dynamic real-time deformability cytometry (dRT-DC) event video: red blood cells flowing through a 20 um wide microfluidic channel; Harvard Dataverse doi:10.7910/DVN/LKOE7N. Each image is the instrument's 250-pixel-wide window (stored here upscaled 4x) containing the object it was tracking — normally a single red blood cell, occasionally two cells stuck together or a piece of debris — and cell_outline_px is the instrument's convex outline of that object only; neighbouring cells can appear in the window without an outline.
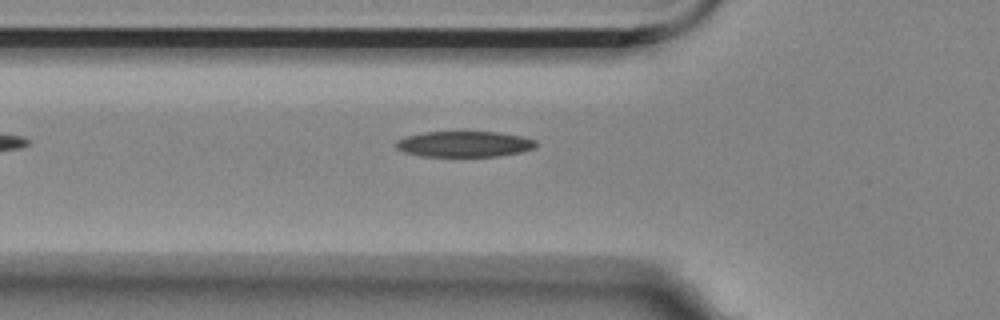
{"species": "Egyptian fruit bat (a non-hibernating species)", "species_latin": "Rousettus aegyptiacus", "temperature_condition": "room temperature", "stored_images_in_passage": 40, "camera_frame_rate_fps": 3000, "um_per_image_px": 0.085, "animal": {"sex": "female"}, "frame": {"image": 1, "passage_image": 2, "time_ms": 0.333, "image_size_px": [1000, 320], "cell_outline_px": [[536, 148], [520, 152], [496, 156], [420, 156], [404, 152], [396, 148], [396, 140], [408, 136], [424, 132], [500, 132], [520, 136], [536, 140]], "centroid_in_image_um": [39.47, 12.24], "position_along_channel_um": 86.3, "area_um2": 20.92}}
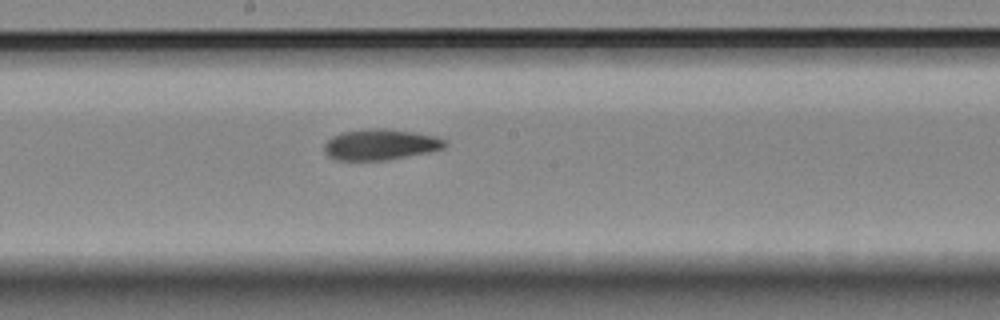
{"frame": {"image": 2, "passage_image": 13, "time_ms": 4.0, "image_size_px": [1000, 320], "cell_outline_px": [[448, 144], [444, 148], [428, 152], [384, 160], [336, 160], [328, 156], [324, 152], [324, 144], [332, 136], [340, 132], [368, 128], [384, 128], [416, 132], [436, 136], [444, 140]], "centroid_in_image_um": [32.31, 12.27], "position_along_channel_um": 215.9, "area_um2": 21.79}}
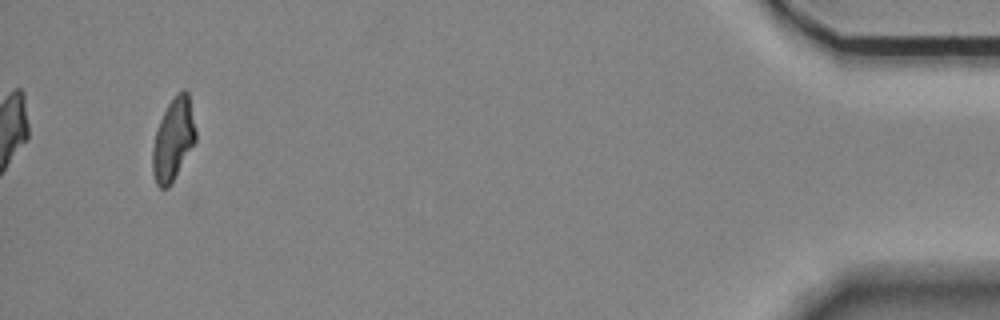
{"frame": {"image": 3, "passage_image": 37, "time_ms": 12.0, "image_size_px": [1000, 320], "cell_outline_px": [[196, 140], [168, 188], [160, 188], [156, 184], [152, 172], [152, 148], [156, 132], [160, 120], [168, 104], [176, 92], [184, 88], [188, 92], [196, 128]], "centroid_in_image_um": [14.72, 11.82], "position_along_channel_um": 420.5, "area_um2": 20.58}}